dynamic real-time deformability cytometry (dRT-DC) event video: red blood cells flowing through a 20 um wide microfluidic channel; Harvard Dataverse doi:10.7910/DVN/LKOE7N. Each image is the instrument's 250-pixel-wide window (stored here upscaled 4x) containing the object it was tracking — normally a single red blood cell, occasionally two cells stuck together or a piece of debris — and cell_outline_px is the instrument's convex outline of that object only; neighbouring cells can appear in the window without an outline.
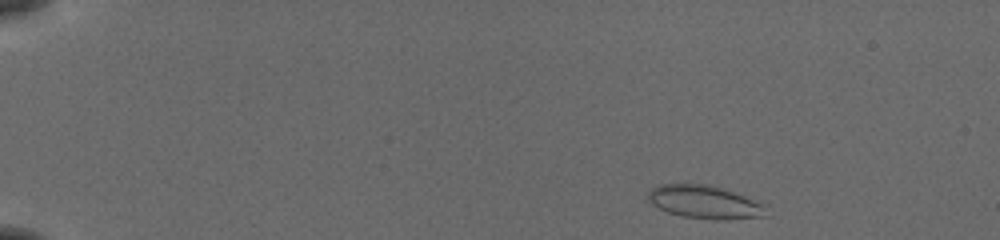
{"species": "common noctule bat (a hibernating species)", "species_latin": "Nyctalus noctula", "temperature_condition": "cold", "stored_images_in_passage": 48, "camera_frame_rate_fps": 3000, "um_per_image_px": 0.085, "animal": {"sex": "female", "body_mass_g": 19.5, "forearm_length_mm": 54.1}, "frame": {"image": 1, "passage_image": 2, "time_ms": 0.333, "image_size_px": [1000, 240], "cell_outline_px": [[764, 216], [716, 220], [680, 216], [668, 212], [652, 204], [648, 200], [648, 192], [652, 188], [660, 184], [704, 184], [724, 188], [764, 204]], "centroid_in_image_um": [59.84, 17.17], "position_along_channel_um": 25.2, "area_um2": 22.48}}
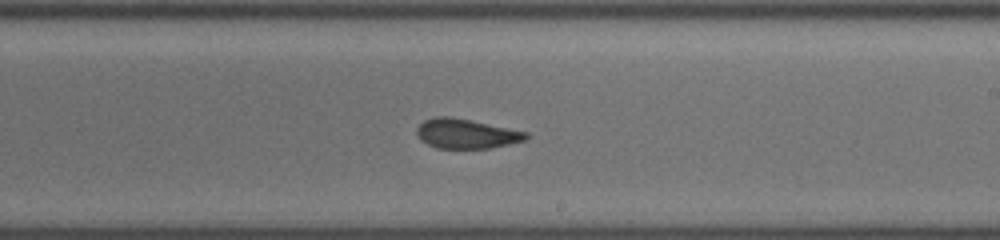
{"frame": {"image": 2, "passage_image": 28, "time_ms": 9.0, "image_size_px": [1000, 240], "cell_outline_px": [[528, 136], [524, 140], [508, 144], [488, 148], [436, 148], [420, 140], [416, 132], [416, 128], [424, 120], [436, 116], [448, 116], [528, 132]], "centroid_in_image_um": [39.58, 11.36], "position_along_channel_um": 249.4, "area_um2": 18.55}}
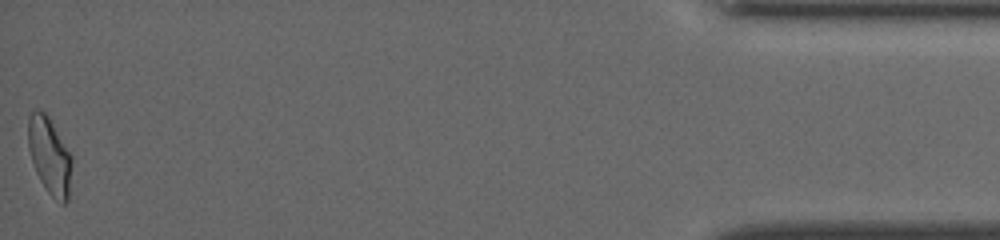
{"frame": {"image": 3, "passage_image": 48, "time_ms": 15.667, "image_size_px": [1000, 240], "cell_outline_px": [[72, 160], [68, 200], [64, 204], [60, 204], [48, 192], [40, 180], [36, 172], [28, 148], [28, 116], [36, 108], [40, 108], [48, 116], [72, 156]], "centroid_in_image_um": [4.21, 13.23], "position_along_channel_um": 431.0, "area_um2": 19.54}, "authors_computed_cell_mechanics": {"area_um2": 19.5075, "velocity_mm_per_s": 3.8952, "shape_relaxation_time_tau1_ms": 7.7818, "shape_relaxation_time_tau2_ms": 1.3936, "deformation_change_tau1": 0.207, "deformation_change_tau2": 0.0852}}